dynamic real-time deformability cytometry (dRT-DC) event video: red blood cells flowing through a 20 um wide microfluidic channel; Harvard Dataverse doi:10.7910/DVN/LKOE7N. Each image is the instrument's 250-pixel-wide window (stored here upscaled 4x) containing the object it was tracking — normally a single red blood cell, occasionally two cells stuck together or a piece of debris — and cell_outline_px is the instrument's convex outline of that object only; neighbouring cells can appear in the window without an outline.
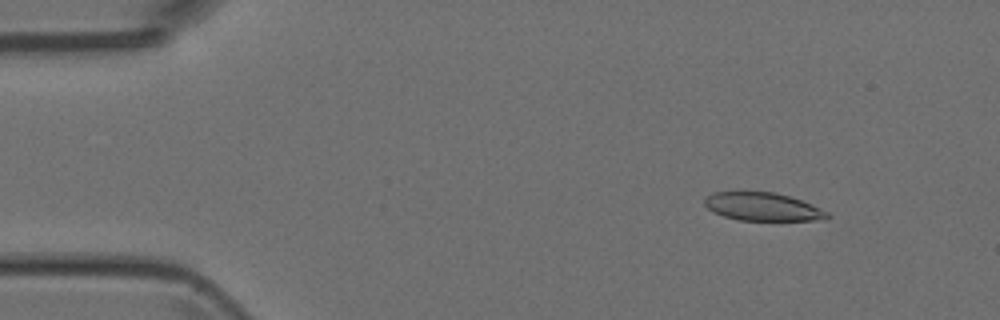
{"species": "Egyptian fruit bat (a non-hibernating species)", "species_latin": "Rousettus aegyptiacus", "temperature_condition": "room temperature", "stored_images_in_passage": 51, "camera_frame_rate_fps": 3000, "um_per_image_px": 0.085, "animal": {"sex": "female"}, "frame": {"image": 1, "passage_image": 6, "time_ms": 1.667, "image_size_px": [1000, 320], "cell_outline_px": [[832, 216], [828, 220], [736, 220], [724, 216], [708, 208], [704, 204], [704, 200], [712, 192], [776, 192], [812, 204], [828, 212]], "centroid_in_image_um": [64.88, 17.58], "position_along_channel_um": 20.1, "area_um2": 20.06}}
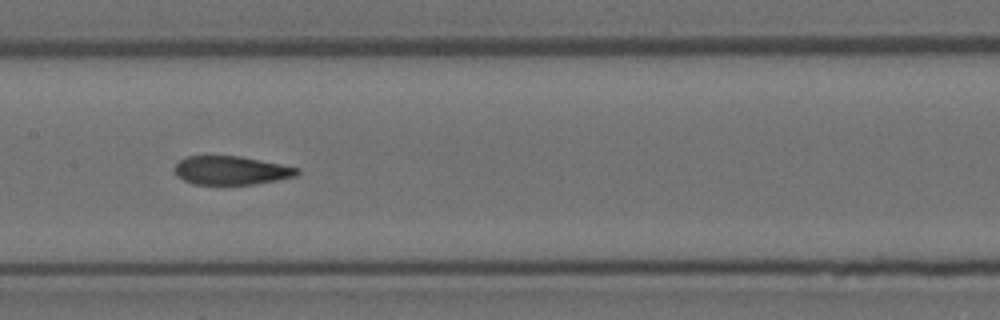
{"frame": {"image": 2, "passage_image": 25, "time_ms": 8.0, "image_size_px": [1000, 320], "cell_outline_px": [[300, 172], [296, 176], [276, 180], [252, 184], [192, 184], [176, 176], [176, 164], [180, 160], [188, 156], [240, 156], [300, 168]], "centroid_in_image_um": [19.66, 14.48], "position_along_channel_um": 187.7, "area_um2": 20.23}}
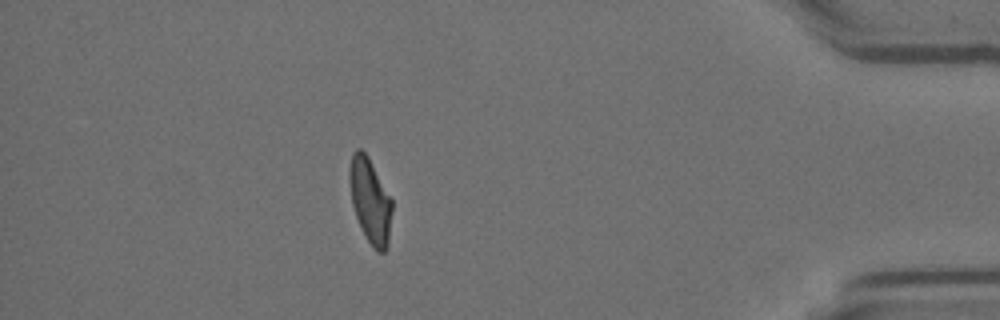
{"frame": {"image": 3, "passage_image": 45, "time_ms": 14.667, "image_size_px": [1000, 320], "cell_outline_px": [[392, 212], [388, 244], [384, 252], [376, 252], [372, 248], [356, 216], [352, 204], [348, 176], [348, 172], [352, 152], [356, 148], [360, 148], [368, 156], [392, 200]], "centroid_in_image_um": [31.45, 17.04], "position_along_channel_um": 403.7, "area_um2": 20.98}}